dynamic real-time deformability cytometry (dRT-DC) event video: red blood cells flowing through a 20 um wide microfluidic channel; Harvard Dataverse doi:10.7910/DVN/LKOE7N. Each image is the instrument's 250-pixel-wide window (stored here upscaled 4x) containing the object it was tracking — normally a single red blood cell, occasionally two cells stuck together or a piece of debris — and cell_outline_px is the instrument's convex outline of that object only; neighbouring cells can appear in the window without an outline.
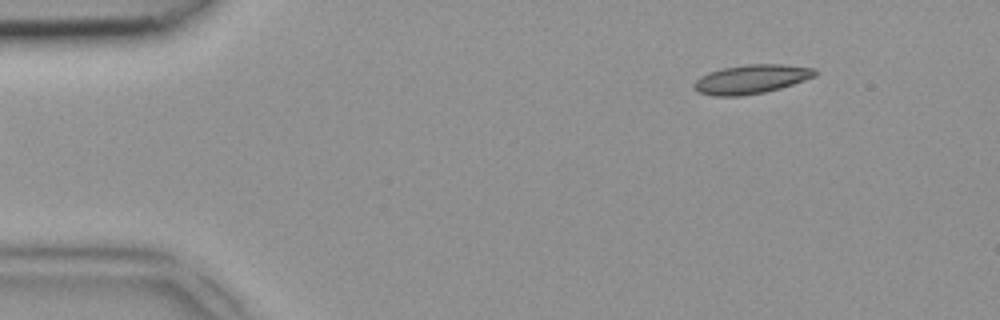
{"species": "common noctule bat (a hibernating species)", "species_latin": "Nyctalus noctula", "temperature_condition": "room temperature", "stored_images_in_passage": 42, "camera_frame_rate_fps": 3000, "um_per_image_px": 0.085, "animal": {"sex": "female", "body_mass_g": 18.4}, "frame": {"image": 1, "passage_image": 1, "time_ms": 0.0, "image_size_px": [1000, 320], "cell_outline_px": [[820, 72], [816, 76], [780, 88], [764, 92], [740, 96], [712, 96], [696, 92], [692, 84], [700, 76], [708, 72], [724, 68], [748, 64], [784, 64], [816, 68]], "centroid_in_image_um": [63.86, 6.73], "position_along_channel_um": 21.1, "area_um2": 20.63}}
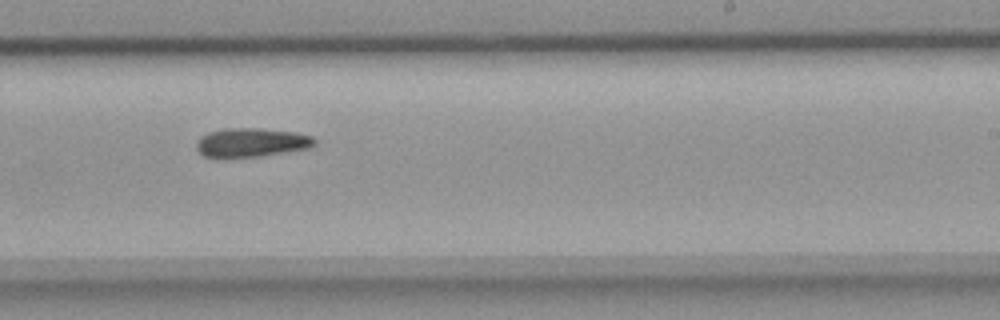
{"frame": {"image": 2, "passage_image": 24, "time_ms": 7.667, "image_size_px": [1000, 320], "cell_outline_px": [[316, 144], [308, 148], [260, 156], [204, 156], [196, 148], [196, 140], [200, 136], [208, 132], [224, 128], [260, 128], [292, 132], [312, 136], [316, 140]], "centroid_in_image_um": [21.35, 12.09], "position_along_channel_um": 267.6, "area_um2": 19.59}}
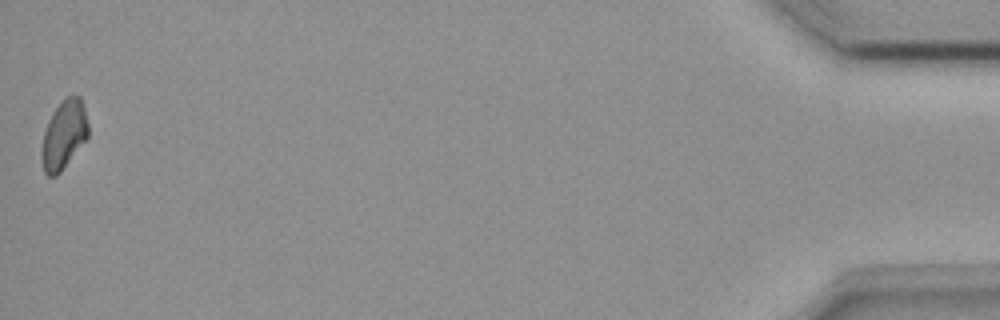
{"frame": {"image": 3, "passage_image": 42, "time_ms": 13.667, "image_size_px": [1000, 320], "cell_outline_px": [[88, 136], [60, 172], [56, 176], [48, 176], [44, 172], [40, 156], [40, 152], [44, 132], [48, 120], [52, 112], [64, 96], [80, 96], [84, 108], [88, 124]], "centroid_in_image_um": [5.4, 11.44], "position_along_channel_um": 429.8, "area_um2": 18.61}}